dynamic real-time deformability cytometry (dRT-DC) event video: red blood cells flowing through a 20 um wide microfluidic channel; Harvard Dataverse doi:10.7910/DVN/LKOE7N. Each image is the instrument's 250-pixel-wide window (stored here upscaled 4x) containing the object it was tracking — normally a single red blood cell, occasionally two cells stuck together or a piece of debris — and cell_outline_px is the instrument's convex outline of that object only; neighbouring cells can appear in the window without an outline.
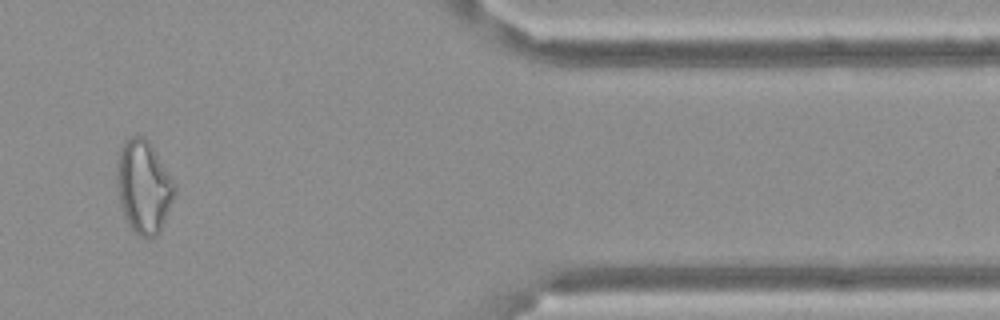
{"species": "Egyptian fruit bat (a non-hibernating species)", "species_latin": "Rousettus aegyptiacus", "temperature_condition": "cold", "stored_images_in_passage": 16, "camera_frame_rate_fps": 3000, "um_per_image_px": 0.085, "frame": {"image": 1, "passage_image": 14, "time_ms": 4.333, "image_size_px": [1000, 320], "cell_outline_px": [[176, 192], [164, 220], [156, 236], [148, 240], [144, 240], [132, 232], [124, 216], [120, 204], [116, 184], [116, 160], [120, 148], [124, 140], [128, 136], [140, 136], [148, 140], [152, 144], [168, 172], [176, 188]], "centroid_in_image_um": [12.17, 15.88], "position_along_channel_um": 399.2, "area_um2": 31.67}}